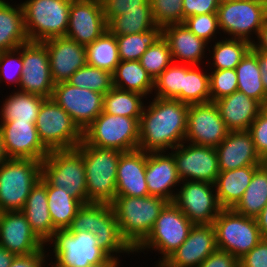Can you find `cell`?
Masks as SVG:
<instances>
[{
    "instance_id": "obj_11",
    "label": "cell",
    "mask_w": 267,
    "mask_h": 267,
    "mask_svg": "<svg viewBox=\"0 0 267 267\" xmlns=\"http://www.w3.org/2000/svg\"><path fill=\"white\" fill-rule=\"evenodd\" d=\"M50 243L54 247L52 253L57 267H87L110 258L89 231L72 233L68 229L56 230L47 244Z\"/></svg>"
},
{
    "instance_id": "obj_42",
    "label": "cell",
    "mask_w": 267,
    "mask_h": 267,
    "mask_svg": "<svg viewBox=\"0 0 267 267\" xmlns=\"http://www.w3.org/2000/svg\"><path fill=\"white\" fill-rule=\"evenodd\" d=\"M155 26L152 10H133L111 19L107 30L114 35H127L142 33Z\"/></svg>"
},
{
    "instance_id": "obj_51",
    "label": "cell",
    "mask_w": 267,
    "mask_h": 267,
    "mask_svg": "<svg viewBox=\"0 0 267 267\" xmlns=\"http://www.w3.org/2000/svg\"><path fill=\"white\" fill-rule=\"evenodd\" d=\"M257 154L262 158L267 154V106L263 107L249 130Z\"/></svg>"
},
{
    "instance_id": "obj_35",
    "label": "cell",
    "mask_w": 267,
    "mask_h": 267,
    "mask_svg": "<svg viewBox=\"0 0 267 267\" xmlns=\"http://www.w3.org/2000/svg\"><path fill=\"white\" fill-rule=\"evenodd\" d=\"M12 94L3 102L0 120L36 122L42 103L47 98L19 90Z\"/></svg>"
},
{
    "instance_id": "obj_21",
    "label": "cell",
    "mask_w": 267,
    "mask_h": 267,
    "mask_svg": "<svg viewBox=\"0 0 267 267\" xmlns=\"http://www.w3.org/2000/svg\"><path fill=\"white\" fill-rule=\"evenodd\" d=\"M0 244L16 256L34 254L45 248L21 211L0 212Z\"/></svg>"
},
{
    "instance_id": "obj_26",
    "label": "cell",
    "mask_w": 267,
    "mask_h": 267,
    "mask_svg": "<svg viewBox=\"0 0 267 267\" xmlns=\"http://www.w3.org/2000/svg\"><path fill=\"white\" fill-rule=\"evenodd\" d=\"M215 150L220 171L261 165V158L255 150L252 135L248 130L229 131Z\"/></svg>"
},
{
    "instance_id": "obj_65",
    "label": "cell",
    "mask_w": 267,
    "mask_h": 267,
    "mask_svg": "<svg viewBox=\"0 0 267 267\" xmlns=\"http://www.w3.org/2000/svg\"><path fill=\"white\" fill-rule=\"evenodd\" d=\"M157 266H158V267H165V266H163L162 264H157L156 267H157Z\"/></svg>"
},
{
    "instance_id": "obj_18",
    "label": "cell",
    "mask_w": 267,
    "mask_h": 267,
    "mask_svg": "<svg viewBox=\"0 0 267 267\" xmlns=\"http://www.w3.org/2000/svg\"><path fill=\"white\" fill-rule=\"evenodd\" d=\"M228 133L214 102L189 105L186 142L217 147Z\"/></svg>"
},
{
    "instance_id": "obj_38",
    "label": "cell",
    "mask_w": 267,
    "mask_h": 267,
    "mask_svg": "<svg viewBox=\"0 0 267 267\" xmlns=\"http://www.w3.org/2000/svg\"><path fill=\"white\" fill-rule=\"evenodd\" d=\"M145 96L112 87L103 97V112L129 118H140Z\"/></svg>"
},
{
    "instance_id": "obj_33",
    "label": "cell",
    "mask_w": 267,
    "mask_h": 267,
    "mask_svg": "<svg viewBox=\"0 0 267 267\" xmlns=\"http://www.w3.org/2000/svg\"><path fill=\"white\" fill-rule=\"evenodd\" d=\"M112 77L115 88L136 92L145 97L153 94L154 80L139 61H120Z\"/></svg>"
},
{
    "instance_id": "obj_27",
    "label": "cell",
    "mask_w": 267,
    "mask_h": 267,
    "mask_svg": "<svg viewBox=\"0 0 267 267\" xmlns=\"http://www.w3.org/2000/svg\"><path fill=\"white\" fill-rule=\"evenodd\" d=\"M162 36L167 41L173 62L175 60L182 64L200 65L205 58L207 43L197 37L183 23L170 24L162 28Z\"/></svg>"
},
{
    "instance_id": "obj_31",
    "label": "cell",
    "mask_w": 267,
    "mask_h": 267,
    "mask_svg": "<svg viewBox=\"0 0 267 267\" xmlns=\"http://www.w3.org/2000/svg\"><path fill=\"white\" fill-rule=\"evenodd\" d=\"M14 6L0 0V52L16 49L29 42L21 3Z\"/></svg>"
},
{
    "instance_id": "obj_56",
    "label": "cell",
    "mask_w": 267,
    "mask_h": 267,
    "mask_svg": "<svg viewBox=\"0 0 267 267\" xmlns=\"http://www.w3.org/2000/svg\"><path fill=\"white\" fill-rule=\"evenodd\" d=\"M257 38V42H253L252 46L256 50H260L267 53V18L264 21V24L262 25Z\"/></svg>"
},
{
    "instance_id": "obj_22",
    "label": "cell",
    "mask_w": 267,
    "mask_h": 267,
    "mask_svg": "<svg viewBox=\"0 0 267 267\" xmlns=\"http://www.w3.org/2000/svg\"><path fill=\"white\" fill-rule=\"evenodd\" d=\"M217 249L213 224L193 225L185 242L162 265L165 267H198Z\"/></svg>"
},
{
    "instance_id": "obj_52",
    "label": "cell",
    "mask_w": 267,
    "mask_h": 267,
    "mask_svg": "<svg viewBox=\"0 0 267 267\" xmlns=\"http://www.w3.org/2000/svg\"><path fill=\"white\" fill-rule=\"evenodd\" d=\"M239 267H267V239H262L239 259Z\"/></svg>"
},
{
    "instance_id": "obj_36",
    "label": "cell",
    "mask_w": 267,
    "mask_h": 267,
    "mask_svg": "<svg viewBox=\"0 0 267 267\" xmlns=\"http://www.w3.org/2000/svg\"><path fill=\"white\" fill-rule=\"evenodd\" d=\"M267 203V170L260 165L251 178L241 200L233 210L247 217L256 218Z\"/></svg>"
},
{
    "instance_id": "obj_63",
    "label": "cell",
    "mask_w": 267,
    "mask_h": 267,
    "mask_svg": "<svg viewBox=\"0 0 267 267\" xmlns=\"http://www.w3.org/2000/svg\"><path fill=\"white\" fill-rule=\"evenodd\" d=\"M52 260H53V258L51 259V262L50 263H48L47 265H51L50 267H57L53 262H52Z\"/></svg>"
},
{
    "instance_id": "obj_32",
    "label": "cell",
    "mask_w": 267,
    "mask_h": 267,
    "mask_svg": "<svg viewBox=\"0 0 267 267\" xmlns=\"http://www.w3.org/2000/svg\"><path fill=\"white\" fill-rule=\"evenodd\" d=\"M237 90L257 100L263 107L267 106V94L263 87L257 50L252 46L241 62L235 67Z\"/></svg>"
},
{
    "instance_id": "obj_34",
    "label": "cell",
    "mask_w": 267,
    "mask_h": 267,
    "mask_svg": "<svg viewBox=\"0 0 267 267\" xmlns=\"http://www.w3.org/2000/svg\"><path fill=\"white\" fill-rule=\"evenodd\" d=\"M47 199L53 234L56 230H65L71 226L73 218L83 203L70 195L66 189L50 186L47 183Z\"/></svg>"
},
{
    "instance_id": "obj_54",
    "label": "cell",
    "mask_w": 267,
    "mask_h": 267,
    "mask_svg": "<svg viewBox=\"0 0 267 267\" xmlns=\"http://www.w3.org/2000/svg\"><path fill=\"white\" fill-rule=\"evenodd\" d=\"M198 267H239V259L231 253L217 249Z\"/></svg>"
},
{
    "instance_id": "obj_8",
    "label": "cell",
    "mask_w": 267,
    "mask_h": 267,
    "mask_svg": "<svg viewBox=\"0 0 267 267\" xmlns=\"http://www.w3.org/2000/svg\"><path fill=\"white\" fill-rule=\"evenodd\" d=\"M139 120L102 112L86 129L83 141L100 148L128 152L138 149Z\"/></svg>"
},
{
    "instance_id": "obj_20",
    "label": "cell",
    "mask_w": 267,
    "mask_h": 267,
    "mask_svg": "<svg viewBox=\"0 0 267 267\" xmlns=\"http://www.w3.org/2000/svg\"><path fill=\"white\" fill-rule=\"evenodd\" d=\"M36 122L0 121V131L8 158L43 161L49 150L39 139Z\"/></svg>"
},
{
    "instance_id": "obj_40",
    "label": "cell",
    "mask_w": 267,
    "mask_h": 267,
    "mask_svg": "<svg viewBox=\"0 0 267 267\" xmlns=\"http://www.w3.org/2000/svg\"><path fill=\"white\" fill-rule=\"evenodd\" d=\"M115 36L120 61H139L142 54L162 37V27L156 25L142 33Z\"/></svg>"
},
{
    "instance_id": "obj_45",
    "label": "cell",
    "mask_w": 267,
    "mask_h": 267,
    "mask_svg": "<svg viewBox=\"0 0 267 267\" xmlns=\"http://www.w3.org/2000/svg\"><path fill=\"white\" fill-rule=\"evenodd\" d=\"M139 62L153 80L173 62L169 45L163 36L142 54Z\"/></svg>"
},
{
    "instance_id": "obj_58",
    "label": "cell",
    "mask_w": 267,
    "mask_h": 267,
    "mask_svg": "<svg viewBox=\"0 0 267 267\" xmlns=\"http://www.w3.org/2000/svg\"><path fill=\"white\" fill-rule=\"evenodd\" d=\"M256 221L262 238L267 239V203L260 214L256 217Z\"/></svg>"
},
{
    "instance_id": "obj_50",
    "label": "cell",
    "mask_w": 267,
    "mask_h": 267,
    "mask_svg": "<svg viewBox=\"0 0 267 267\" xmlns=\"http://www.w3.org/2000/svg\"><path fill=\"white\" fill-rule=\"evenodd\" d=\"M105 21L133 10H152L150 0H101Z\"/></svg>"
},
{
    "instance_id": "obj_13",
    "label": "cell",
    "mask_w": 267,
    "mask_h": 267,
    "mask_svg": "<svg viewBox=\"0 0 267 267\" xmlns=\"http://www.w3.org/2000/svg\"><path fill=\"white\" fill-rule=\"evenodd\" d=\"M192 227L188 217L173 202H169L156 219L151 233L134 252L148 251L150 248L158 250L163 256L157 264H162L185 242Z\"/></svg>"
},
{
    "instance_id": "obj_53",
    "label": "cell",
    "mask_w": 267,
    "mask_h": 267,
    "mask_svg": "<svg viewBox=\"0 0 267 267\" xmlns=\"http://www.w3.org/2000/svg\"><path fill=\"white\" fill-rule=\"evenodd\" d=\"M183 20L189 16L217 13L218 0H183Z\"/></svg>"
},
{
    "instance_id": "obj_9",
    "label": "cell",
    "mask_w": 267,
    "mask_h": 267,
    "mask_svg": "<svg viewBox=\"0 0 267 267\" xmlns=\"http://www.w3.org/2000/svg\"><path fill=\"white\" fill-rule=\"evenodd\" d=\"M35 125L40 141L49 151L74 149L83 140V131L52 98L42 103Z\"/></svg>"
},
{
    "instance_id": "obj_62",
    "label": "cell",
    "mask_w": 267,
    "mask_h": 267,
    "mask_svg": "<svg viewBox=\"0 0 267 267\" xmlns=\"http://www.w3.org/2000/svg\"><path fill=\"white\" fill-rule=\"evenodd\" d=\"M261 165L267 170V154L261 158Z\"/></svg>"
},
{
    "instance_id": "obj_55",
    "label": "cell",
    "mask_w": 267,
    "mask_h": 267,
    "mask_svg": "<svg viewBox=\"0 0 267 267\" xmlns=\"http://www.w3.org/2000/svg\"><path fill=\"white\" fill-rule=\"evenodd\" d=\"M46 252L48 251L44 248L34 254L15 256L9 267H45L48 263L45 259L49 256L45 255Z\"/></svg>"
},
{
    "instance_id": "obj_29",
    "label": "cell",
    "mask_w": 267,
    "mask_h": 267,
    "mask_svg": "<svg viewBox=\"0 0 267 267\" xmlns=\"http://www.w3.org/2000/svg\"><path fill=\"white\" fill-rule=\"evenodd\" d=\"M21 212L32 231L46 245L53 237V223L48 209L47 182L41 177L32 187Z\"/></svg>"
},
{
    "instance_id": "obj_10",
    "label": "cell",
    "mask_w": 267,
    "mask_h": 267,
    "mask_svg": "<svg viewBox=\"0 0 267 267\" xmlns=\"http://www.w3.org/2000/svg\"><path fill=\"white\" fill-rule=\"evenodd\" d=\"M217 248L240 259L251 251L263 238L256 218L222 209L213 222Z\"/></svg>"
},
{
    "instance_id": "obj_61",
    "label": "cell",
    "mask_w": 267,
    "mask_h": 267,
    "mask_svg": "<svg viewBox=\"0 0 267 267\" xmlns=\"http://www.w3.org/2000/svg\"><path fill=\"white\" fill-rule=\"evenodd\" d=\"M8 159L7 153L5 151L4 142L2 139V134L0 131V165Z\"/></svg>"
},
{
    "instance_id": "obj_44",
    "label": "cell",
    "mask_w": 267,
    "mask_h": 267,
    "mask_svg": "<svg viewBox=\"0 0 267 267\" xmlns=\"http://www.w3.org/2000/svg\"><path fill=\"white\" fill-rule=\"evenodd\" d=\"M183 64L172 62L155 80L157 98L177 99L182 102Z\"/></svg>"
},
{
    "instance_id": "obj_24",
    "label": "cell",
    "mask_w": 267,
    "mask_h": 267,
    "mask_svg": "<svg viewBox=\"0 0 267 267\" xmlns=\"http://www.w3.org/2000/svg\"><path fill=\"white\" fill-rule=\"evenodd\" d=\"M145 178L149 195L162 197L168 202H173L176 192L172 189L176 185L179 186L181 180L171 153L168 154L165 151L147 152Z\"/></svg>"
},
{
    "instance_id": "obj_25",
    "label": "cell",
    "mask_w": 267,
    "mask_h": 267,
    "mask_svg": "<svg viewBox=\"0 0 267 267\" xmlns=\"http://www.w3.org/2000/svg\"><path fill=\"white\" fill-rule=\"evenodd\" d=\"M147 152L136 149L123 152L118 161L116 195L149 196L145 173Z\"/></svg>"
},
{
    "instance_id": "obj_47",
    "label": "cell",
    "mask_w": 267,
    "mask_h": 267,
    "mask_svg": "<svg viewBox=\"0 0 267 267\" xmlns=\"http://www.w3.org/2000/svg\"><path fill=\"white\" fill-rule=\"evenodd\" d=\"M211 101L231 95L237 91V74L235 69L214 70L209 74Z\"/></svg>"
},
{
    "instance_id": "obj_37",
    "label": "cell",
    "mask_w": 267,
    "mask_h": 267,
    "mask_svg": "<svg viewBox=\"0 0 267 267\" xmlns=\"http://www.w3.org/2000/svg\"><path fill=\"white\" fill-rule=\"evenodd\" d=\"M87 64L114 73L120 63L116 36L106 30L86 46Z\"/></svg>"
},
{
    "instance_id": "obj_1",
    "label": "cell",
    "mask_w": 267,
    "mask_h": 267,
    "mask_svg": "<svg viewBox=\"0 0 267 267\" xmlns=\"http://www.w3.org/2000/svg\"><path fill=\"white\" fill-rule=\"evenodd\" d=\"M139 120L138 149L161 152L185 142L189 105L177 99H152Z\"/></svg>"
},
{
    "instance_id": "obj_12",
    "label": "cell",
    "mask_w": 267,
    "mask_h": 267,
    "mask_svg": "<svg viewBox=\"0 0 267 267\" xmlns=\"http://www.w3.org/2000/svg\"><path fill=\"white\" fill-rule=\"evenodd\" d=\"M220 31L243 39L251 44L255 42L250 36L258 33L267 18V0H232L222 2L217 9Z\"/></svg>"
},
{
    "instance_id": "obj_23",
    "label": "cell",
    "mask_w": 267,
    "mask_h": 267,
    "mask_svg": "<svg viewBox=\"0 0 267 267\" xmlns=\"http://www.w3.org/2000/svg\"><path fill=\"white\" fill-rule=\"evenodd\" d=\"M42 43L49 53L51 77L55 85L67 82L79 68L87 64L86 46L66 36L55 37Z\"/></svg>"
},
{
    "instance_id": "obj_19",
    "label": "cell",
    "mask_w": 267,
    "mask_h": 267,
    "mask_svg": "<svg viewBox=\"0 0 267 267\" xmlns=\"http://www.w3.org/2000/svg\"><path fill=\"white\" fill-rule=\"evenodd\" d=\"M107 30L101 0H72L66 37L87 46Z\"/></svg>"
},
{
    "instance_id": "obj_48",
    "label": "cell",
    "mask_w": 267,
    "mask_h": 267,
    "mask_svg": "<svg viewBox=\"0 0 267 267\" xmlns=\"http://www.w3.org/2000/svg\"><path fill=\"white\" fill-rule=\"evenodd\" d=\"M22 70V45L16 49L0 52V83L3 80L8 83L10 81L19 87Z\"/></svg>"
},
{
    "instance_id": "obj_43",
    "label": "cell",
    "mask_w": 267,
    "mask_h": 267,
    "mask_svg": "<svg viewBox=\"0 0 267 267\" xmlns=\"http://www.w3.org/2000/svg\"><path fill=\"white\" fill-rule=\"evenodd\" d=\"M72 86L105 94L113 87L112 74L106 70L86 64L67 81Z\"/></svg>"
},
{
    "instance_id": "obj_7",
    "label": "cell",
    "mask_w": 267,
    "mask_h": 267,
    "mask_svg": "<svg viewBox=\"0 0 267 267\" xmlns=\"http://www.w3.org/2000/svg\"><path fill=\"white\" fill-rule=\"evenodd\" d=\"M41 162L8 158L0 165V212L22 210L32 187L41 178Z\"/></svg>"
},
{
    "instance_id": "obj_60",
    "label": "cell",
    "mask_w": 267,
    "mask_h": 267,
    "mask_svg": "<svg viewBox=\"0 0 267 267\" xmlns=\"http://www.w3.org/2000/svg\"><path fill=\"white\" fill-rule=\"evenodd\" d=\"M120 261H117L115 258L110 257L106 262H102L97 265H90L87 267H119Z\"/></svg>"
},
{
    "instance_id": "obj_6",
    "label": "cell",
    "mask_w": 267,
    "mask_h": 267,
    "mask_svg": "<svg viewBox=\"0 0 267 267\" xmlns=\"http://www.w3.org/2000/svg\"><path fill=\"white\" fill-rule=\"evenodd\" d=\"M72 0H27L21 4L30 42L63 37L69 25Z\"/></svg>"
},
{
    "instance_id": "obj_4",
    "label": "cell",
    "mask_w": 267,
    "mask_h": 267,
    "mask_svg": "<svg viewBox=\"0 0 267 267\" xmlns=\"http://www.w3.org/2000/svg\"><path fill=\"white\" fill-rule=\"evenodd\" d=\"M68 230L72 233L91 232L95 235L98 246L117 261H119L117 253H135L121 237L111 204H83Z\"/></svg>"
},
{
    "instance_id": "obj_46",
    "label": "cell",
    "mask_w": 267,
    "mask_h": 267,
    "mask_svg": "<svg viewBox=\"0 0 267 267\" xmlns=\"http://www.w3.org/2000/svg\"><path fill=\"white\" fill-rule=\"evenodd\" d=\"M183 0H150L152 16L157 26L184 23Z\"/></svg>"
},
{
    "instance_id": "obj_16",
    "label": "cell",
    "mask_w": 267,
    "mask_h": 267,
    "mask_svg": "<svg viewBox=\"0 0 267 267\" xmlns=\"http://www.w3.org/2000/svg\"><path fill=\"white\" fill-rule=\"evenodd\" d=\"M104 94L82 89L67 82L56 84L51 98L83 131L103 112Z\"/></svg>"
},
{
    "instance_id": "obj_15",
    "label": "cell",
    "mask_w": 267,
    "mask_h": 267,
    "mask_svg": "<svg viewBox=\"0 0 267 267\" xmlns=\"http://www.w3.org/2000/svg\"><path fill=\"white\" fill-rule=\"evenodd\" d=\"M184 144L187 143L183 142L171 150L180 180L214 184L220 173L215 147Z\"/></svg>"
},
{
    "instance_id": "obj_59",
    "label": "cell",
    "mask_w": 267,
    "mask_h": 267,
    "mask_svg": "<svg viewBox=\"0 0 267 267\" xmlns=\"http://www.w3.org/2000/svg\"><path fill=\"white\" fill-rule=\"evenodd\" d=\"M15 256L0 244V267H9Z\"/></svg>"
},
{
    "instance_id": "obj_17",
    "label": "cell",
    "mask_w": 267,
    "mask_h": 267,
    "mask_svg": "<svg viewBox=\"0 0 267 267\" xmlns=\"http://www.w3.org/2000/svg\"><path fill=\"white\" fill-rule=\"evenodd\" d=\"M23 70L19 91L51 98L55 83L51 77L49 53L42 42L22 45Z\"/></svg>"
},
{
    "instance_id": "obj_3",
    "label": "cell",
    "mask_w": 267,
    "mask_h": 267,
    "mask_svg": "<svg viewBox=\"0 0 267 267\" xmlns=\"http://www.w3.org/2000/svg\"><path fill=\"white\" fill-rule=\"evenodd\" d=\"M76 148L84 160L88 201L111 204L116 197L118 161L123 152L88 145L83 140Z\"/></svg>"
},
{
    "instance_id": "obj_5",
    "label": "cell",
    "mask_w": 267,
    "mask_h": 267,
    "mask_svg": "<svg viewBox=\"0 0 267 267\" xmlns=\"http://www.w3.org/2000/svg\"><path fill=\"white\" fill-rule=\"evenodd\" d=\"M41 177L53 187L89 204L82 153L77 149L51 150L41 162Z\"/></svg>"
},
{
    "instance_id": "obj_2",
    "label": "cell",
    "mask_w": 267,
    "mask_h": 267,
    "mask_svg": "<svg viewBox=\"0 0 267 267\" xmlns=\"http://www.w3.org/2000/svg\"><path fill=\"white\" fill-rule=\"evenodd\" d=\"M169 202L158 196L116 195L111 203L121 237L135 250L151 233L156 219Z\"/></svg>"
},
{
    "instance_id": "obj_64",
    "label": "cell",
    "mask_w": 267,
    "mask_h": 267,
    "mask_svg": "<svg viewBox=\"0 0 267 267\" xmlns=\"http://www.w3.org/2000/svg\"><path fill=\"white\" fill-rule=\"evenodd\" d=\"M227 1H232V0H218L219 3L227 2Z\"/></svg>"
},
{
    "instance_id": "obj_28",
    "label": "cell",
    "mask_w": 267,
    "mask_h": 267,
    "mask_svg": "<svg viewBox=\"0 0 267 267\" xmlns=\"http://www.w3.org/2000/svg\"><path fill=\"white\" fill-rule=\"evenodd\" d=\"M214 103L229 131L249 130L263 108L257 100L238 90Z\"/></svg>"
},
{
    "instance_id": "obj_41",
    "label": "cell",
    "mask_w": 267,
    "mask_h": 267,
    "mask_svg": "<svg viewBox=\"0 0 267 267\" xmlns=\"http://www.w3.org/2000/svg\"><path fill=\"white\" fill-rule=\"evenodd\" d=\"M252 44L243 39L225 38L215 42L213 50H208L212 55L213 70L235 69Z\"/></svg>"
},
{
    "instance_id": "obj_39",
    "label": "cell",
    "mask_w": 267,
    "mask_h": 267,
    "mask_svg": "<svg viewBox=\"0 0 267 267\" xmlns=\"http://www.w3.org/2000/svg\"><path fill=\"white\" fill-rule=\"evenodd\" d=\"M209 73L198 65L183 64L182 103L188 105L210 102Z\"/></svg>"
},
{
    "instance_id": "obj_49",
    "label": "cell",
    "mask_w": 267,
    "mask_h": 267,
    "mask_svg": "<svg viewBox=\"0 0 267 267\" xmlns=\"http://www.w3.org/2000/svg\"><path fill=\"white\" fill-rule=\"evenodd\" d=\"M183 24L197 37L202 38L207 43L211 42V39L220 30L217 13L189 16L184 20Z\"/></svg>"
},
{
    "instance_id": "obj_14",
    "label": "cell",
    "mask_w": 267,
    "mask_h": 267,
    "mask_svg": "<svg viewBox=\"0 0 267 267\" xmlns=\"http://www.w3.org/2000/svg\"><path fill=\"white\" fill-rule=\"evenodd\" d=\"M180 184L182 185L177 189L173 203L193 225L213 224L222 210L215 185L201 181H181Z\"/></svg>"
},
{
    "instance_id": "obj_30",
    "label": "cell",
    "mask_w": 267,
    "mask_h": 267,
    "mask_svg": "<svg viewBox=\"0 0 267 267\" xmlns=\"http://www.w3.org/2000/svg\"><path fill=\"white\" fill-rule=\"evenodd\" d=\"M259 166L250 165L234 170L220 171L214 185L222 209H233L237 205L250 184L254 171Z\"/></svg>"
},
{
    "instance_id": "obj_57",
    "label": "cell",
    "mask_w": 267,
    "mask_h": 267,
    "mask_svg": "<svg viewBox=\"0 0 267 267\" xmlns=\"http://www.w3.org/2000/svg\"><path fill=\"white\" fill-rule=\"evenodd\" d=\"M257 60H258L259 67H260L263 87L267 94V53L257 50Z\"/></svg>"
}]
</instances>
